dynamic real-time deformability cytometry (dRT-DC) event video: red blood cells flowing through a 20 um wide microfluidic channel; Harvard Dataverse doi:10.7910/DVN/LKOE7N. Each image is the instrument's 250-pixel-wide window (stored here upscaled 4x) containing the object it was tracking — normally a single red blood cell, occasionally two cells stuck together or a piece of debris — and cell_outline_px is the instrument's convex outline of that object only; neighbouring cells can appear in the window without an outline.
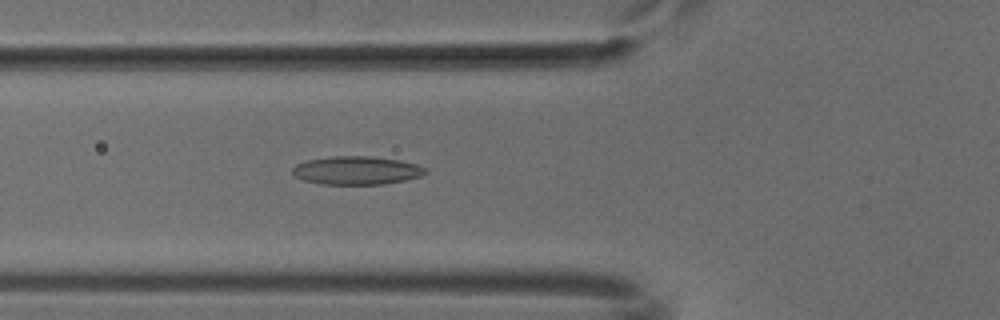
{"species": "common noctule bat (a hibernating species)", "species_latin": "Nyctalus noctula", "temperature_condition": "cold", "stored_images_in_passage": 49, "camera_frame_rate_fps": 3000, "um_per_image_px": 0.085, "animal": {"sex": "male", "body_mass_g": 18.8}, "frame": {"image": 1, "passage_image": 16, "time_ms": 5.0, "image_size_px": [1000, 320], "cell_outline_px": [[428, 172], [420, 176], [404, 180], [384, 184], [320, 184], [304, 180], [296, 176], [292, 172], [292, 168], [296, 164], [308, 160], [332, 156], [372, 156], [400, 160], [416, 164], [424, 168]], "centroid_in_image_um": [30.3, 14.48], "position_along_channel_um": 95.5, "area_um2": 21.85}}
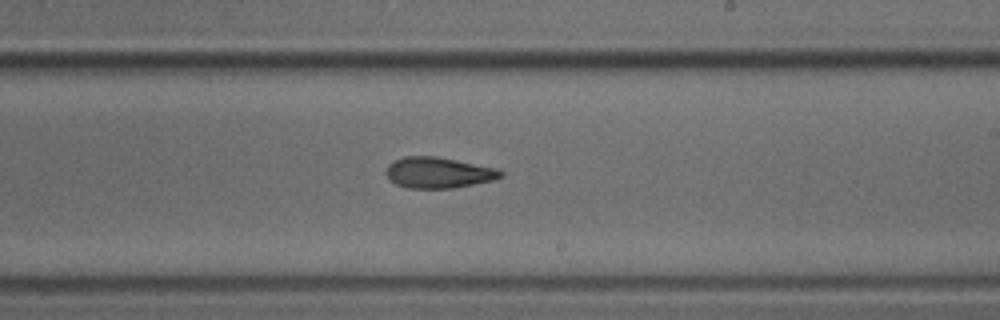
{"frame": {"image": 2, "passage_image": 28, "time_ms": 9.0, "image_size_px": [1000, 320], "cell_outline_px": [[504, 176], [492, 180], [452, 188], [404, 188], [388, 180], [384, 172], [388, 164], [404, 156], [436, 156], [496, 168], [504, 172]], "centroid_in_image_um": [37.21, 14.68], "position_along_channel_um": 251.8, "area_um2": 20.69}}
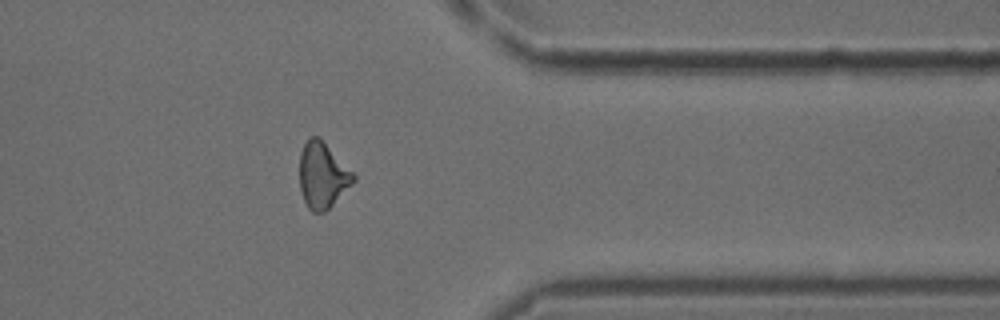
{"frame": {"image": 3, "passage_image": 39, "time_ms": 12.667, "image_size_px": [1000, 320], "cell_outline_px": [[356, 180], [324, 212], [312, 212], [308, 208], [304, 200], [300, 188], [300, 152], [304, 144], [312, 136], [316, 136], [356, 176]], "centroid_in_image_um": [27.39, 14.94], "position_along_channel_um": 384.0, "area_um2": 19.88}}